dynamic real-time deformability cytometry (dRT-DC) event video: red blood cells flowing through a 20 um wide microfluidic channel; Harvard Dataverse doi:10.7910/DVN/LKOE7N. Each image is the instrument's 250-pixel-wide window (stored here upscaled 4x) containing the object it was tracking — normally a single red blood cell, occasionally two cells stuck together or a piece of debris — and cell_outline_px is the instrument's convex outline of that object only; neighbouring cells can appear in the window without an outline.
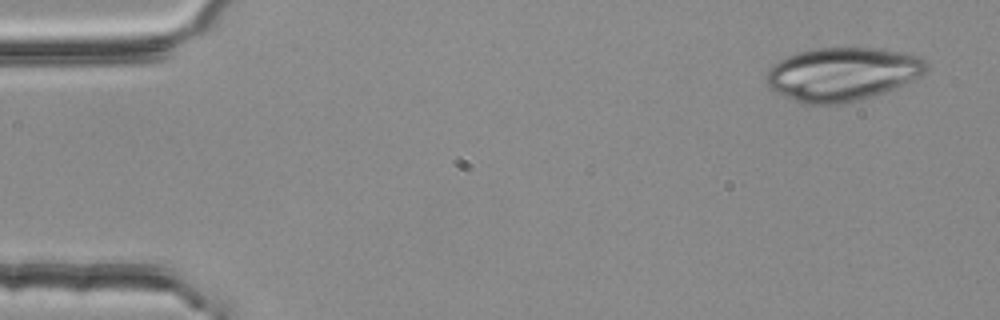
{"species": "common noctule bat (a hibernating species)", "species_latin": "Nyctalus noctula", "temperature_condition": "room temperature", "stored_images_in_passage": 4, "camera_frame_rate_fps": 3000, "um_per_image_px": 0.085, "animal": {"sex": "female", "body_mass_g": 25.1}, "frame": {"image": 1, "passage_image": 1, "time_ms": 0.0, "image_size_px": [1000, 320], "cell_outline_px": [[928, 68], [924, 72], [884, 92], [860, 100], [840, 104], [800, 104], [768, 88], [764, 80], [768, 68], [772, 64], [788, 56], [812, 48], [880, 48], [904, 52], [920, 56], [928, 64]], "centroid_in_image_um": [71.52, 6.3], "position_along_channel_um": 13.5, "area_um2": 49.82}}